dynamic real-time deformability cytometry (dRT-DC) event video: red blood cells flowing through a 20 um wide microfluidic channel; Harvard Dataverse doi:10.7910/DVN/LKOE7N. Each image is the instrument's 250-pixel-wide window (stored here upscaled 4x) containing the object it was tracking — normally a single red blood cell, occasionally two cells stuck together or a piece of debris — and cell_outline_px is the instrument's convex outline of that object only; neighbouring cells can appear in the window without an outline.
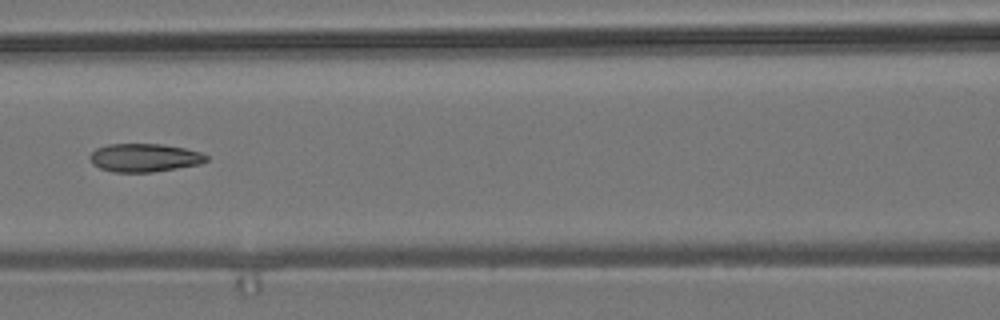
{"species": "common noctule bat (a hibernating species)", "species_latin": "Nyctalus noctula", "temperature_condition": "room temperature", "stored_images_in_passage": 8, "camera_frame_rate_fps": 3000, "um_per_image_px": 0.085, "animal": {"sex": "male", "body_mass_g": 19.2, "forearm_length_mm": 51.8}, "frame": {"image": 1, "passage_image": 5, "time_ms": 5.667, "image_size_px": [1000, 320], "cell_outline_px": [[208, 160], [200, 164], [152, 172], [112, 172], [100, 168], [92, 164], [88, 156], [96, 148], [108, 144], [164, 144], [184, 148], [200, 152], [208, 156]], "centroid_in_image_um": [12.25, 13.4], "position_along_channel_um": 154.3, "area_um2": 19.25}}
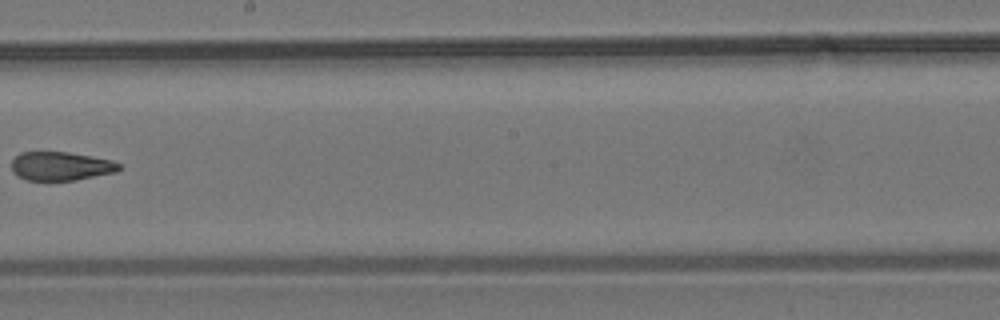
{"frame": {"image": 2, "passage_image": 7, "time_ms": 8.0, "image_size_px": [1000, 320], "cell_outline_px": [[124, 168], [116, 172], [76, 180], [28, 180], [16, 176], [12, 172], [12, 160], [20, 152], [68, 152], [92, 156], [112, 160], [120, 164]], "centroid_in_image_um": [5.19, 14.12], "position_along_channel_um": 243.0, "area_um2": 18.15}}
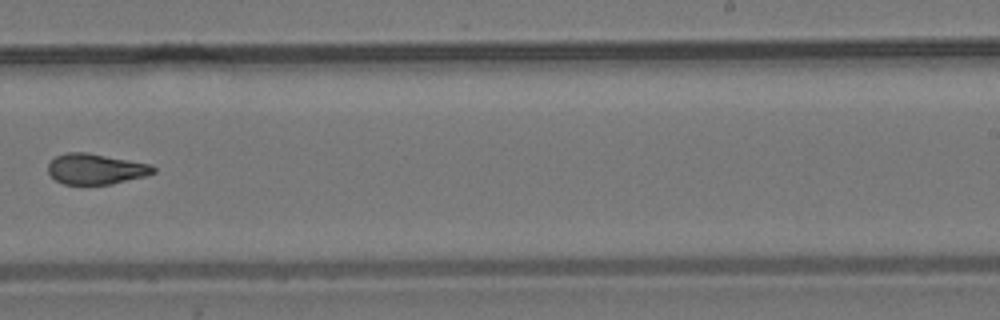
{"frame": {"image": 3, "passage_image": 8, "time_ms": 9.0, "image_size_px": [1000, 320], "cell_outline_px": [[156, 172], [144, 176], [112, 184], [64, 184], [56, 180], [48, 172], [48, 164], [56, 156], [64, 152], [88, 152], [152, 164], [156, 168]], "centroid_in_image_um": [8.15, 14.35], "position_along_channel_um": 280.8, "area_um2": 18.84}}